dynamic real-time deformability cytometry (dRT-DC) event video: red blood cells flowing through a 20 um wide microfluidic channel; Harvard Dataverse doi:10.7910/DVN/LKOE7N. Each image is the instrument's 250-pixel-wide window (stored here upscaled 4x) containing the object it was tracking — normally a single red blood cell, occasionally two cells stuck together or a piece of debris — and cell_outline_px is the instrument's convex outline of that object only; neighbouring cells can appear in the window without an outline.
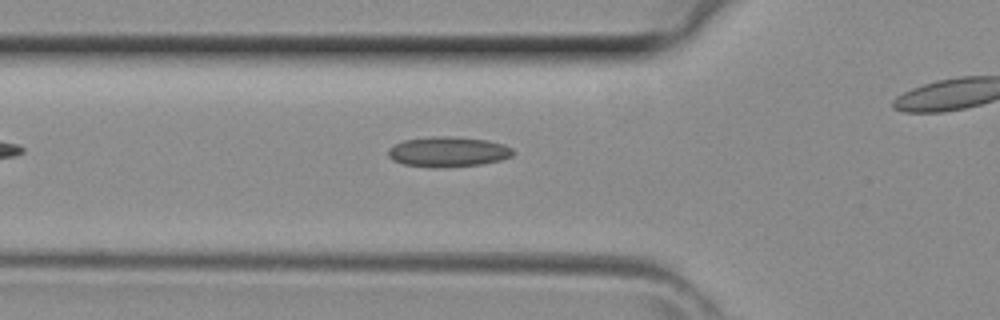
{"species": "common noctule bat (a hibernating species)", "species_latin": "Nyctalus noctula", "temperature_condition": "room temperature", "stored_images_in_passage": 22, "camera_frame_rate_fps": 3000, "um_per_image_px": 0.085, "animal": {"sex": "female", "body_mass_g": 29.2, "forearm_length_mm": 56.3}, "frame": {"image": 1, "passage_image": 2, "time_ms": 0.333, "image_size_px": [1000, 320], "cell_outline_px": [[516, 152], [512, 156], [500, 160], [480, 164], [444, 168], [432, 168], [404, 164], [392, 160], [388, 156], [388, 148], [404, 140], [432, 136], [452, 136], [488, 140], [504, 144], [512, 148]], "centroid_in_image_um": [38.09, 12.9], "position_along_channel_um": 87.7, "area_um2": 22.2}}
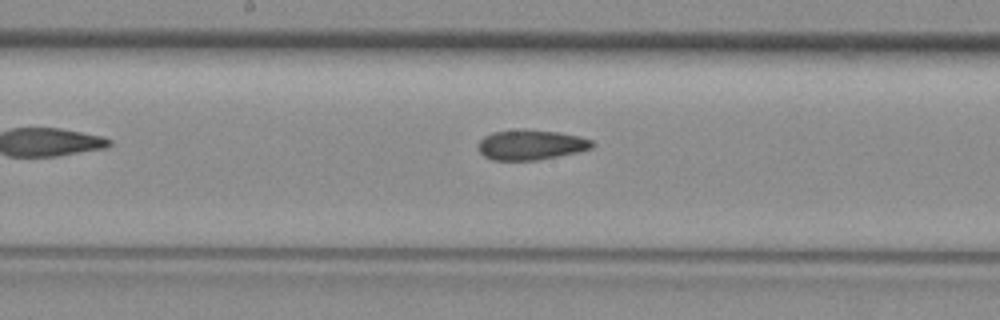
{"frame": {"image": 2, "passage_image": 9, "time_ms": 2.667, "image_size_px": [1000, 320], "cell_outline_px": [[596, 144], [592, 148], [576, 152], [536, 160], [492, 160], [484, 156], [480, 152], [480, 140], [484, 136], [492, 132], [520, 128], [560, 132], [580, 136], [592, 140]], "centroid_in_image_um": [45.14, 12.29], "position_along_channel_um": 203.1, "area_um2": 20.06}}
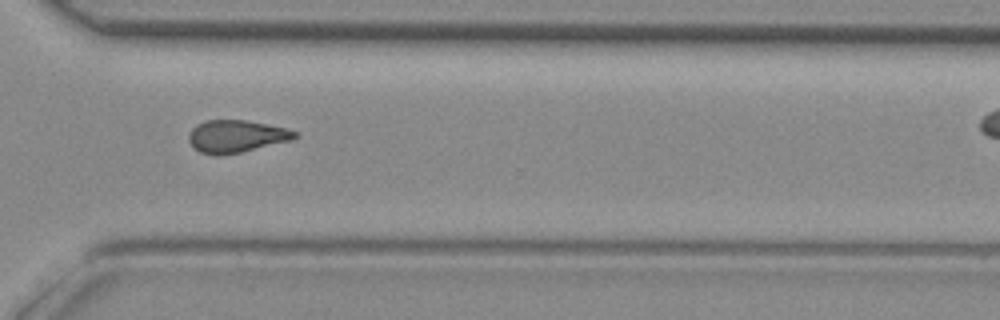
{"frame": {"image": 3, "passage_image": 18, "time_ms": 5.667, "image_size_px": [1000, 320], "cell_outline_px": [[300, 136], [292, 140], [240, 152], [220, 156], [216, 156], [200, 152], [188, 140], [188, 136], [192, 128], [196, 124], [208, 120], [244, 120], [288, 128], [300, 132]], "centroid_in_image_um": [20.12, 11.58], "position_along_channel_um": 350.5, "area_um2": 20.11}}